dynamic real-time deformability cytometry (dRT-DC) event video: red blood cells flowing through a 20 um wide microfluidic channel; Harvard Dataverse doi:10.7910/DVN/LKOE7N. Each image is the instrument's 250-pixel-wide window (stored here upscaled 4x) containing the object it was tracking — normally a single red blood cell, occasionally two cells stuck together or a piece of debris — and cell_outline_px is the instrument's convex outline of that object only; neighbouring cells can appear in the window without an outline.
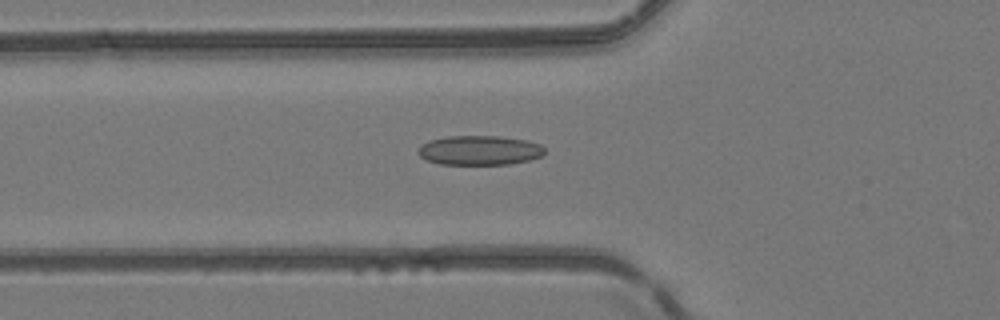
{"species": "common noctule bat (a hibernating species)", "species_latin": "Nyctalus noctula", "temperature_condition": "room temperature", "stored_images_in_passage": 39, "camera_frame_rate_fps": 3000, "um_per_image_px": 0.085, "animal": {"sex": "female", "body_mass_g": 24.6, "forearm_length_mm": 56.2}, "frame": {"image": 1, "passage_image": 7, "time_ms": 2.0, "image_size_px": [1000, 320], "cell_outline_px": [[544, 156], [528, 160], [508, 164], [440, 164], [428, 160], [420, 156], [416, 152], [420, 144], [428, 140], [448, 136], [500, 136], [524, 140], [540, 144], [544, 148]], "centroid_in_image_um": [40.73, 12.77], "position_along_channel_um": 85.1, "area_um2": 21.79}}
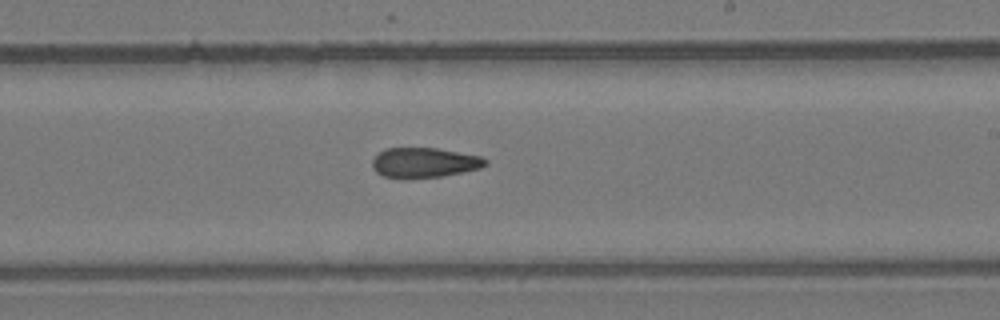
{"frame": {"image": 2, "passage_image": 19, "time_ms": 6.0, "image_size_px": [1000, 320], "cell_outline_px": [[488, 164], [480, 168], [464, 172], [444, 176], [408, 180], [404, 180], [384, 176], [376, 172], [372, 168], [372, 160], [384, 148], [436, 148], [480, 156], [488, 160]], "centroid_in_image_um": [36.05, 13.85], "position_along_channel_um": 253.0, "area_um2": 20.17}}
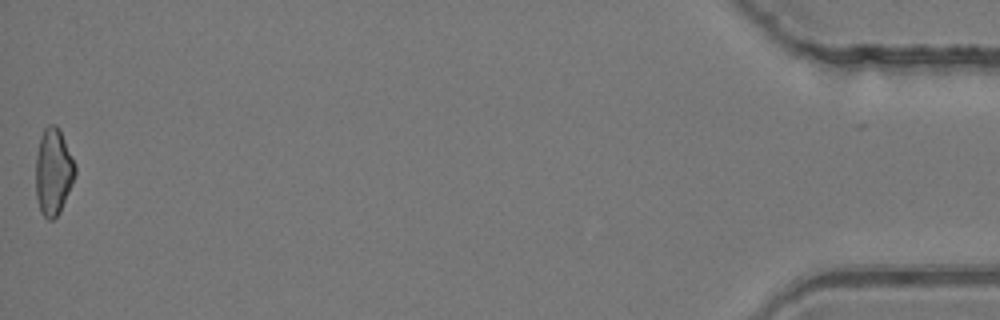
{"frame": {"image": 3, "passage_image": 39, "time_ms": 12.667, "image_size_px": [1000, 320], "cell_outline_px": [[76, 172], [72, 184], [60, 212], [52, 220], [48, 220], [40, 212], [36, 196], [36, 152], [40, 136], [44, 128], [48, 124], [56, 124], [60, 128], [76, 164]], "centroid_in_image_um": [4.53, 14.56], "position_along_channel_um": 430.7, "area_um2": 20.23}, "authors_computed_cell_mechanics": {"area_um2": 20.3456, "velocity_mm_per_s": 4.1751, "shape_relaxation_time_tau1_ms": null, "shape_relaxation_time_tau2_ms": 4.1522, "deformation_change_tau1": null, "deformation_change_tau2": 0.1185}}